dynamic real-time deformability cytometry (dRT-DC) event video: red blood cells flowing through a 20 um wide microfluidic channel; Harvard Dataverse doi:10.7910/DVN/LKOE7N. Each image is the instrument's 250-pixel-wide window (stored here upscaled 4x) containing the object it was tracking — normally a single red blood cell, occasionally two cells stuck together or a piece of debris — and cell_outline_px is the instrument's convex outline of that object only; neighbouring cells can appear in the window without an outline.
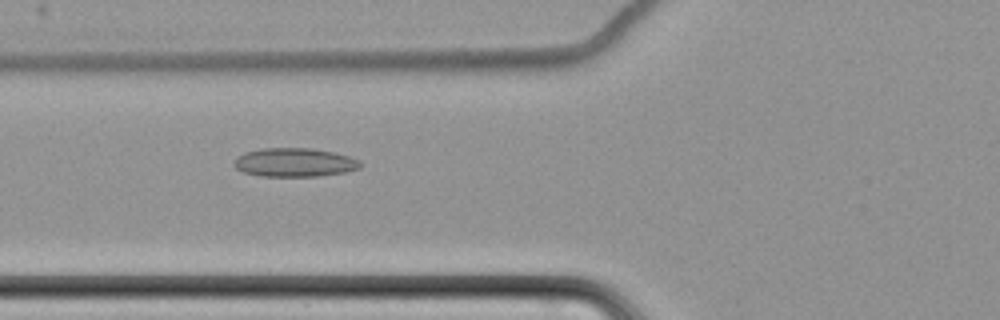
{"species": "common noctule bat (a hibernating species)", "species_latin": "Nyctalus noctula", "temperature_condition": "cold", "stored_images_in_passage": 9, "camera_frame_rate_fps": 3000, "um_per_image_px": 0.085, "animal": {"sex": "female", "body_mass_g": 22.7, "forearm_length_mm": 54.2}, "frame": {"image": 1, "passage_image": 7, "time_ms": 7.333, "image_size_px": [1000, 320], "cell_outline_px": [[364, 164], [360, 168], [344, 172], [316, 176], [260, 176], [244, 172], [236, 168], [232, 164], [236, 156], [244, 152], [264, 148], [312, 148], [332, 152], [348, 156], [360, 160]], "centroid_in_image_um": [25.02, 13.8], "position_along_channel_um": 100.8, "area_um2": 21.21}}
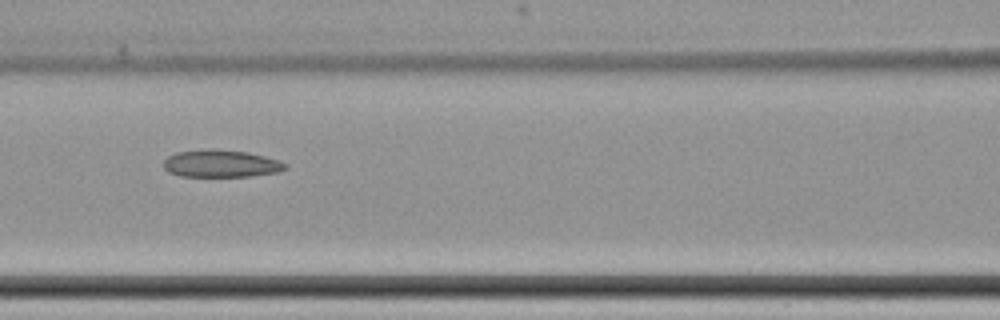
{"frame": {"image": 2, "passage_image": 8, "time_ms": 8.667, "image_size_px": [1000, 320], "cell_outline_px": [[288, 168], [280, 172], [248, 176], [180, 176], [168, 172], [164, 168], [164, 160], [168, 156], [176, 152], [248, 152], [280, 160], [288, 164]], "centroid_in_image_um": [18.86, 13.96], "position_along_channel_um": 147.7, "area_um2": 18.55}}
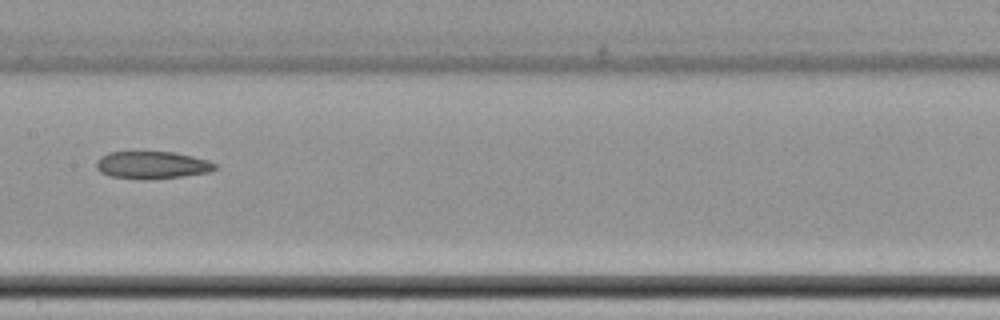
{"frame": {"image": 3, "passage_image": 9, "time_ms": 10.0, "image_size_px": [1000, 320], "cell_outline_px": [[216, 168], [212, 172], [184, 176], [108, 176], [100, 172], [96, 168], [96, 160], [100, 156], [108, 152], [172, 152], [192, 156], [208, 160], [216, 164]], "centroid_in_image_um": [12.94, 13.97], "position_along_channel_um": 194.5, "area_um2": 18.09}}